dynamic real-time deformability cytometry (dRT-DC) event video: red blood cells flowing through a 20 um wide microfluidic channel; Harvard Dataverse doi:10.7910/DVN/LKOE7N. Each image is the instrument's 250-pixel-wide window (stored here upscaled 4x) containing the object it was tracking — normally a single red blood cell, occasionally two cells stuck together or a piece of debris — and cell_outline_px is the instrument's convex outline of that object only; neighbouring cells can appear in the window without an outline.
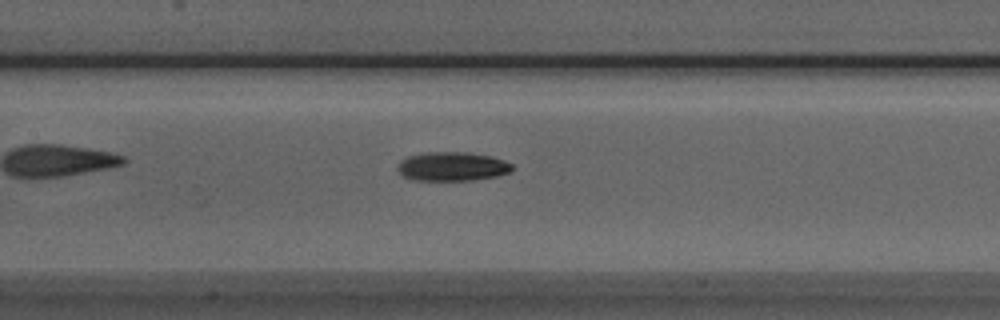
{"species": "Egyptian fruit bat (a non-hibernating species)", "species_latin": "Rousettus aegyptiacus", "temperature_condition": "room temperature", "stored_images_in_passage": 30, "camera_frame_rate_fps": 3000, "um_per_image_px": 0.085, "animal": {"sex": "male"}, "frame": {"image": 1, "passage_image": 12, "time_ms": 3.667, "image_size_px": [1000, 320], "cell_outline_px": [[516, 168], [508, 172], [496, 176], [472, 180], [412, 180], [404, 176], [396, 168], [400, 160], [408, 156], [424, 152], [468, 152], [492, 156], [504, 160], [512, 164]], "centroid_in_image_um": [38.44, 14.14], "position_along_channel_um": 169.0, "area_um2": 19.48}}
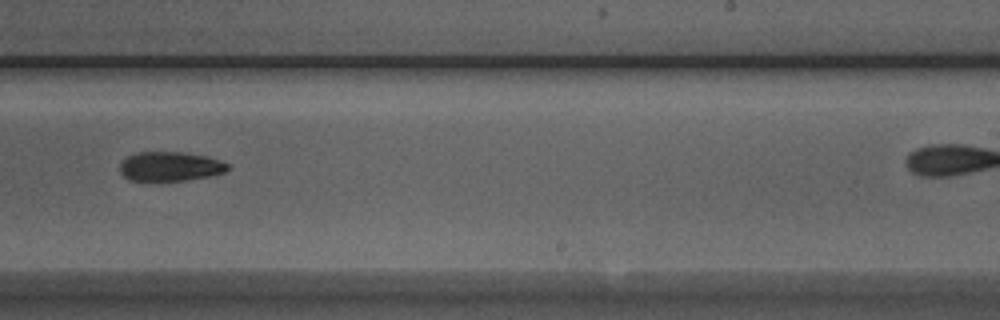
{"frame": {"image": 2, "passage_image": 20, "time_ms": 6.333, "image_size_px": [1000, 320], "cell_outline_px": [[228, 168], [224, 172], [208, 176], [184, 180], [128, 180], [120, 172], [120, 164], [128, 156], [136, 152], [180, 152], [204, 156], [220, 160], [228, 164]], "centroid_in_image_um": [14.43, 14.14], "position_along_channel_um": 274.6, "area_um2": 18.09}}
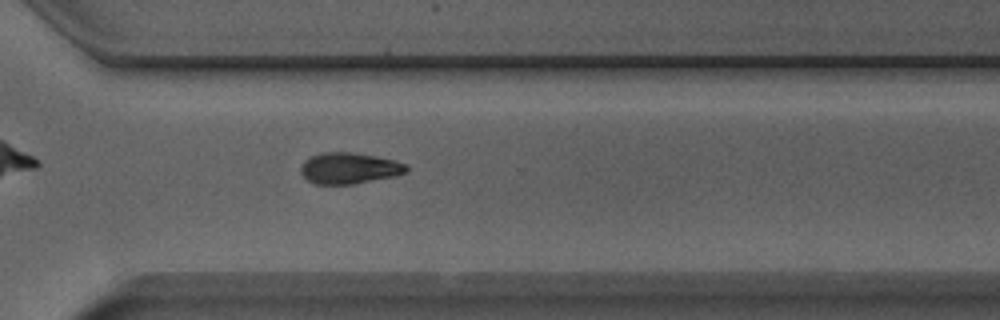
{"frame": {"image": 3, "passage_image": 25, "time_ms": 8.0, "image_size_px": [1000, 320], "cell_outline_px": [[408, 172], [396, 176], [352, 184], [312, 184], [300, 172], [300, 168], [304, 160], [320, 152], [352, 152], [376, 156], [396, 160], [408, 164]], "centroid_in_image_um": [29.71, 14.29], "position_along_channel_um": 340.9, "area_um2": 19.42}}